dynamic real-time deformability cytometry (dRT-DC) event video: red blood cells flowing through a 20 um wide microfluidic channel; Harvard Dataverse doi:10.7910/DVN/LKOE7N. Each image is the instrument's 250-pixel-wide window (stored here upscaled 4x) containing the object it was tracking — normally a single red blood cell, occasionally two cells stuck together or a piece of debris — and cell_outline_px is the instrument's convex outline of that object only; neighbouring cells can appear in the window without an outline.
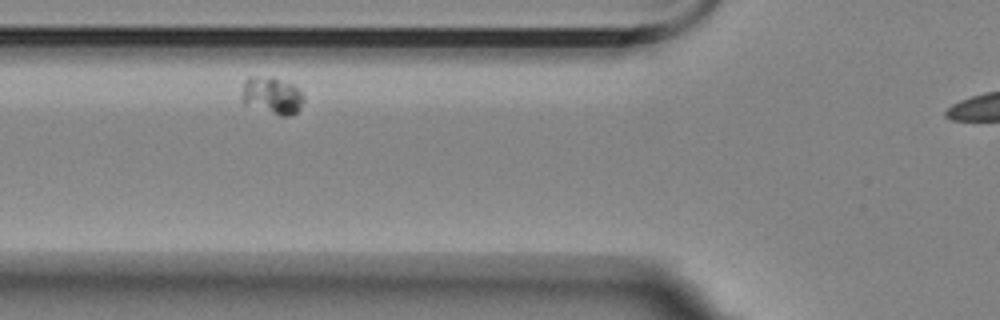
{"species": "Egyptian fruit bat (a non-hibernating species)", "species_latin": "Rousettus aegyptiacus", "temperature_condition": "room temperature", "stored_images_in_passage": 5, "segment_of_instrument_passage": [1, 2], "camera_frame_rate_fps": 3000, "um_per_image_px": 0.085, "animal": {"sex": "female"}, "frame": {"image": 1, "passage_image": 3, "time_ms": 2.333, "image_size_px": [1000, 320], "cell_outline_px": [[304, 100], [300, 108], [296, 112], [288, 116], [280, 116], [244, 104], [244, 80], [248, 76], [272, 76], [292, 84], [304, 96]], "centroid_in_image_um": [23.14, 8.11], "position_along_channel_um": 102.7, "area_um2": 13.29}}